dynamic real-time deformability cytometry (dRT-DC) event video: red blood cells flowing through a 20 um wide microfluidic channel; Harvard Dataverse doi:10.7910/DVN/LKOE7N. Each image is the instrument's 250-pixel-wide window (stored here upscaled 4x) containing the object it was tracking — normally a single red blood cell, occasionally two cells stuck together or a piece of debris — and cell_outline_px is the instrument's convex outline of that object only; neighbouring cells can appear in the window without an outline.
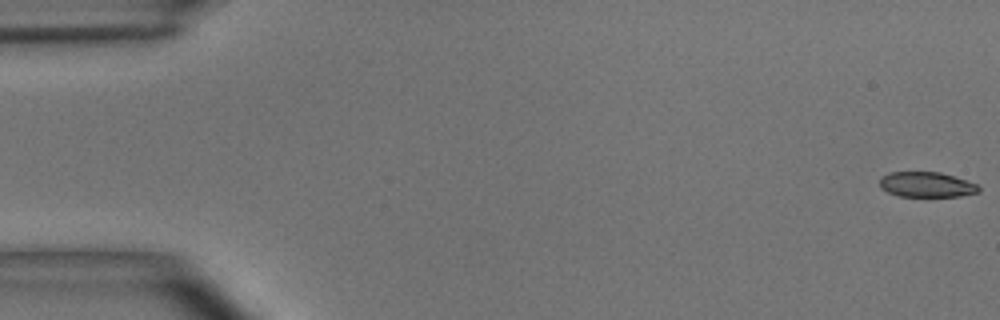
{"species": "common noctule bat (a hibernating species)", "species_latin": "Nyctalus noctula", "temperature_condition": "room temperature", "stored_images_in_passage": 55, "camera_frame_rate_fps": 3000, "um_per_image_px": 0.085, "animal": {"sex": "male", "body_mass_g": 15.6}, "frame": {"image": 1, "passage_image": 1, "time_ms": 0.0, "image_size_px": [1000, 320], "cell_outline_px": [[980, 192], [960, 196], [900, 196], [888, 192], [880, 188], [880, 176], [888, 172], [940, 172], [976, 184], [980, 188]], "centroid_in_image_um": [78.72, 15.69], "position_along_channel_um": 6.3, "area_um2": 14.45}}
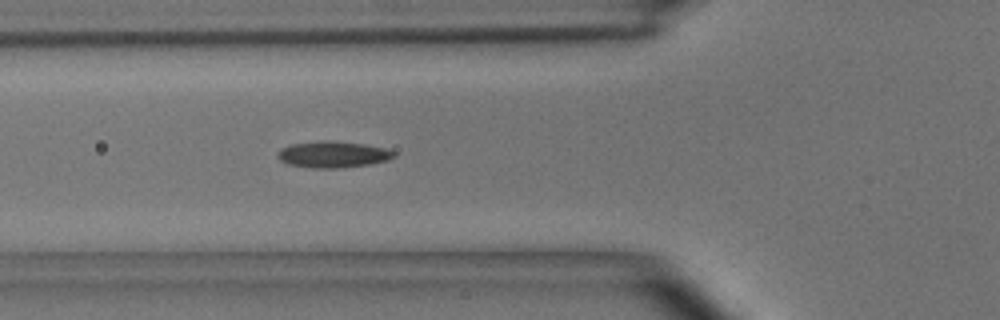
{"frame": {"image": 2, "passage_image": 20, "time_ms": 6.333, "image_size_px": [1000, 320], "cell_outline_px": [[396, 156], [388, 160], [368, 164], [336, 168], [312, 168], [288, 164], [280, 160], [276, 156], [276, 152], [280, 148], [288, 144], [320, 140], [328, 140], [364, 144], [384, 148], [396, 152]], "centroid_in_image_um": [28.24, 13.11], "position_along_channel_um": 97.6, "area_um2": 18.03}}
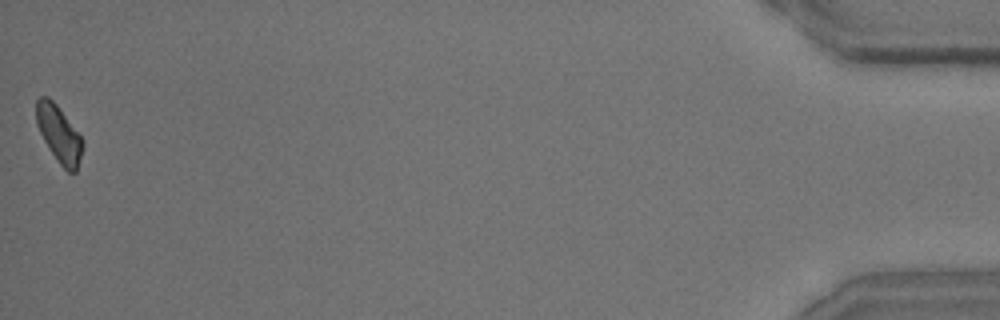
{"frame": {"image": 3, "passage_image": 55, "time_ms": 18.0, "image_size_px": [1000, 320], "cell_outline_px": [[84, 148], [76, 172], [68, 172], [60, 164], [44, 140], [36, 124], [36, 100], [40, 96], [48, 96], [56, 104], [84, 140]], "centroid_in_image_um": [5.03, 11.38], "position_along_channel_um": 430.2, "area_um2": 15.26}, "authors_computed_cell_mechanics": {"area_um2": 16.2418, "velocity_mm_per_s": 3.668, "shape_relaxation_time_tau1_ms": 7.7192, "shape_relaxation_time_tau2_ms": null, "deformation_change_tau1": 0.1454, "deformation_change_tau2": null}}